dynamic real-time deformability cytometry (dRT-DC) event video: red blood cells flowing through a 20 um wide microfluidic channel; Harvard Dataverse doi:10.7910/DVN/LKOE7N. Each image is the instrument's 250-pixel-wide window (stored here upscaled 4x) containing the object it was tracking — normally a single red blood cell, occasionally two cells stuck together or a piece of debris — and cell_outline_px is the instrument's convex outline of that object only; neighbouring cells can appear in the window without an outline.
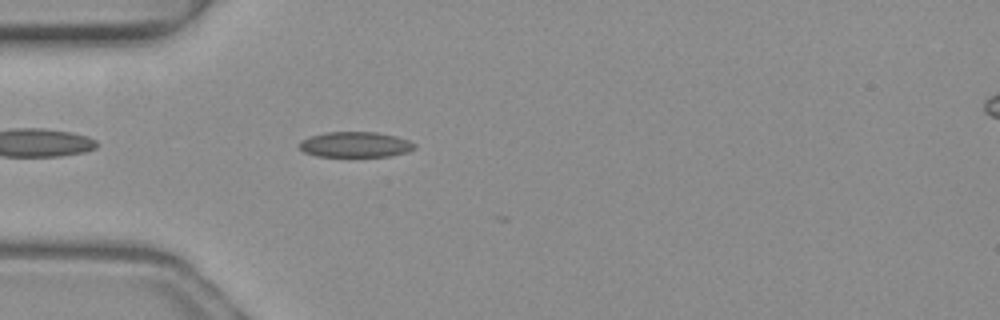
{"species": "common noctule bat (a hibernating species)", "species_latin": "Nyctalus noctula", "temperature_condition": "warm", "stored_images_in_passage": 15, "camera_frame_rate_fps": 3000, "um_per_image_px": 0.085, "animal": {"sex": "female", "body_mass_g": 19.3, "forearm_length_mm": 54.1}, "frame": {"image": 1, "passage_image": 3, "time_ms": 0.667, "image_size_px": [1000, 320], "cell_outline_px": [[416, 148], [408, 152], [392, 156], [316, 156], [304, 152], [300, 148], [300, 140], [312, 136], [328, 132], [376, 132], [396, 136], [408, 140], [416, 144]], "centroid_in_image_um": [30.24, 12.29], "position_along_channel_um": 54.8, "area_um2": 17.05}}
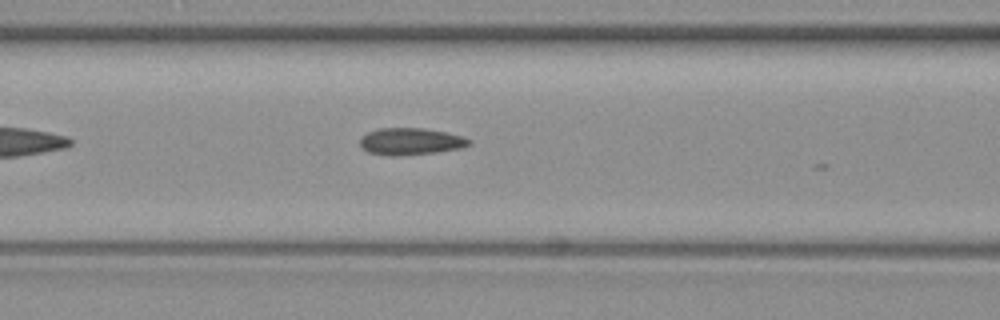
{"frame": {"image": 2, "passage_image": 9, "time_ms": 2.667, "image_size_px": [1000, 320], "cell_outline_px": [[472, 144], [460, 148], [436, 152], [396, 156], [392, 156], [368, 152], [360, 144], [360, 136], [368, 132], [380, 128], [424, 128], [448, 132], [472, 140]], "centroid_in_image_um": [34.91, 12.01], "position_along_channel_um": 131.7, "area_um2": 17.11}}
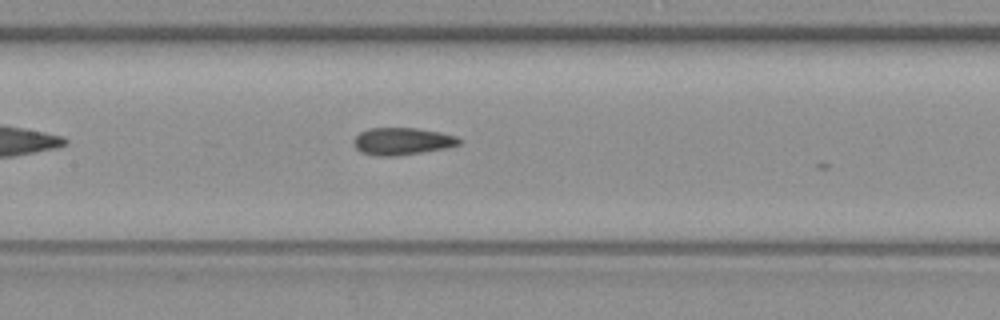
{"frame": {"image": 3, "passage_image": 12, "time_ms": 3.667, "image_size_px": [1000, 320], "cell_outline_px": [[460, 144], [444, 148], [396, 156], [376, 156], [360, 152], [352, 144], [352, 140], [360, 132], [368, 128], [416, 128], [440, 132], [456, 136], [460, 140]], "centroid_in_image_um": [34.12, 12.0], "position_along_channel_um": 173.3, "area_um2": 16.7}}